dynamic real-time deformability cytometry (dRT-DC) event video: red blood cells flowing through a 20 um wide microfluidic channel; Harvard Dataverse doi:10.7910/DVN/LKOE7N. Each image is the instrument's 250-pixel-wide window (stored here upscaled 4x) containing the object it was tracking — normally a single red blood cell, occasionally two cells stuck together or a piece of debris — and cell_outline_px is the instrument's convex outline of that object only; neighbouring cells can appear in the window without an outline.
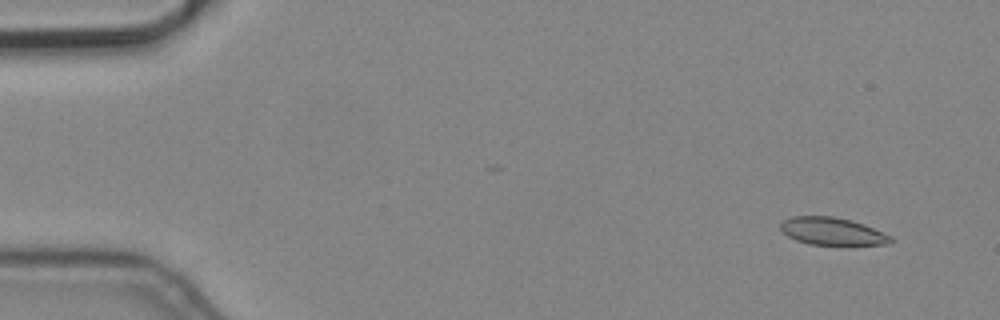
{"species": "common noctule bat (a hibernating species)", "species_latin": "Nyctalus noctula", "temperature_condition": "cold", "stored_images_in_passage": 9, "camera_frame_rate_fps": 3000, "um_per_image_px": 0.085, "animal": {"sex": "male", "body_mass_g": 19.2, "forearm_length_mm": 51.8}, "frame": {"image": 1, "passage_image": 1, "time_ms": 0.0, "image_size_px": [1000, 320], "cell_outline_px": [[896, 240], [892, 244], [808, 244], [796, 240], [788, 236], [780, 228], [780, 224], [784, 220], [792, 216], [832, 216], [852, 220], [864, 224], [892, 236]], "centroid_in_image_um": [70.77, 19.65], "position_along_channel_um": 14.2, "area_um2": 17.63}}
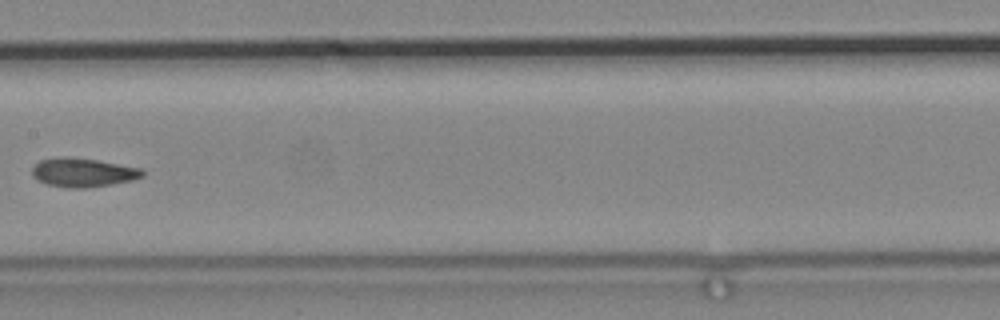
{"frame": {"image": 2, "passage_image": 8, "time_ms": 2.333, "image_size_px": [1000, 320], "cell_outline_px": [[144, 176], [132, 180], [112, 184], [84, 188], [68, 188], [48, 184], [36, 180], [32, 176], [32, 168], [40, 160], [64, 156], [68, 156], [96, 160], [140, 168], [144, 172]], "centroid_in_image_um": [7.02, 14.66], "position_along_channel_um": 200.4, "area_um2": 18.5}}
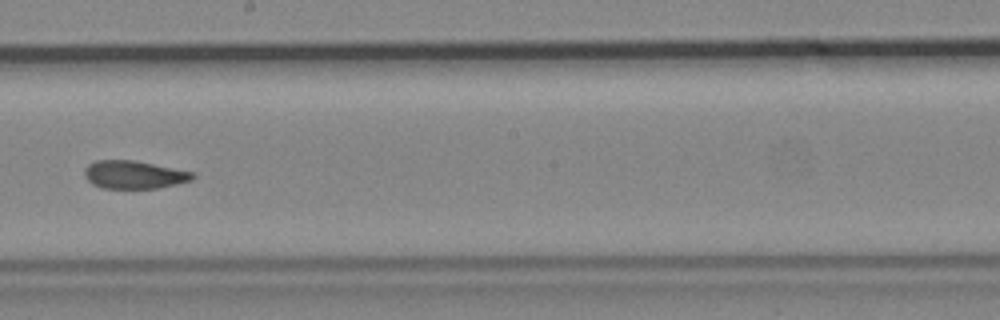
{"frame": {"image": 3, "passage_image": 9, "time_ms": 2.667, "image_size_px": [1000, 320], "cell_outline_px": [[196, 176], [192, 180], [160, 188], [100, 188], [92, 184], [84, 176], [84, 168], [88, 164], [96, 160], [132, 160], [196, 172]], "centroid_in_image_um": [11.4, 14.85], "position_along_channel_um": 236.8, "area_um2": 17.8}}